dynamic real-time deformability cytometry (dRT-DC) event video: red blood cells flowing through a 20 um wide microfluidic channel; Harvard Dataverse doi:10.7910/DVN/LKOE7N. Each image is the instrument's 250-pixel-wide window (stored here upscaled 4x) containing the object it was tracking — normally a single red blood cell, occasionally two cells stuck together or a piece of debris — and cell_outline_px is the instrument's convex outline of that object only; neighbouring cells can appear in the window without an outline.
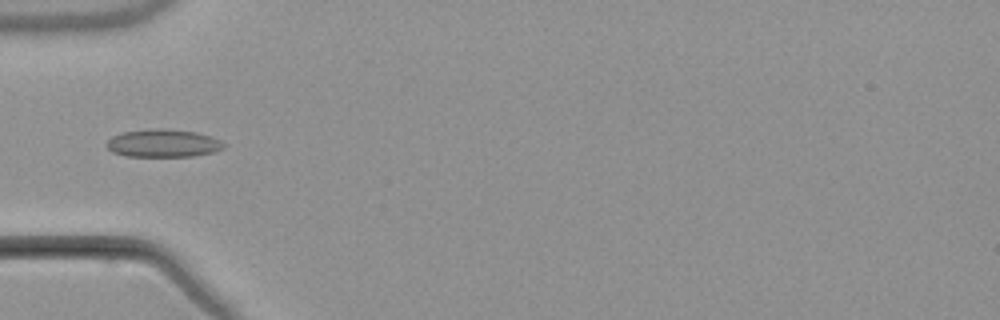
{"species": "common noctule bat (a hibernating species)", "species_latin": "Nyctalus noctula", "temperature_condition": "warm", "stored_images_in_passage": 5, "camera_frame_rate_fps": 3000, "um_per_image_px": 0.085, "animal": {"sex": "male", "body_mass_g": 21.5, "forearm_length_mm": 52.0}, "frame": {"image": 1, "passage_image": 5, "time_ms": 5.0, "image_size_px": [1000, 320], "cell_outline_px": [[224, 148], [216, 152], [192, 156], [124, 156], [112, 152], [108, 148], [108, 140], [112, 136], [124, 132], [148, 128], [164, 128], [196, 132], [220, 140], [224, 144]], "centroid_in_image_um": [13.87, 12.17], "position_along_channel_um": 71.1, "area_um2": 19.02}}